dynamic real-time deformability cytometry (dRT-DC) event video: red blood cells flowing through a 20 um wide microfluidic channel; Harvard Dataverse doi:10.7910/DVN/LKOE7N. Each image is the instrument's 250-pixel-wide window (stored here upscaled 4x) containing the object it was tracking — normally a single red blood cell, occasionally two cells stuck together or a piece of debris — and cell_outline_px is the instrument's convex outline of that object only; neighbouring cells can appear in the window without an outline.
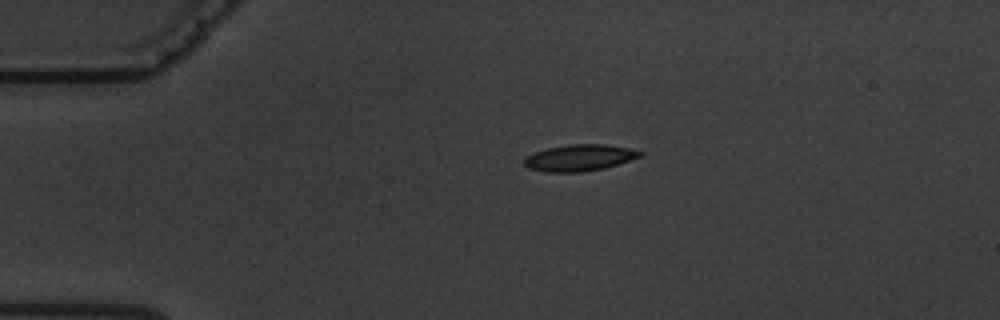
{"species": "common noctule bat (a hibernating species)", "species_latin": "Nyctalus noctula", "temperature_condition": "warm", "stored_images_in_passage": 2, "camera_frame_rate_fps": 3000, "um_per_image_px": 0.085, "animal": {"sex": "male", "body_mass_g": 19.5, "forearm_length_mm": 54.6}, "frame": {"image": 1, "passage_image": 2, "time_ms": 2.333, "image_size_px": [1000, 320], "cell_outline_px": [[644, 156], [604, 168], [580, 172], [548, 172], [528, 168], [524, 164], [524, 160], [528, 156], [536, 152], [548, 148], [568, 144], [604, 144], [628, 148], [644, 152]], "centroid_in_image_um": [49.3, 13.41], "position_along_channel_um": 35.7, "area_um2": 17.74}}